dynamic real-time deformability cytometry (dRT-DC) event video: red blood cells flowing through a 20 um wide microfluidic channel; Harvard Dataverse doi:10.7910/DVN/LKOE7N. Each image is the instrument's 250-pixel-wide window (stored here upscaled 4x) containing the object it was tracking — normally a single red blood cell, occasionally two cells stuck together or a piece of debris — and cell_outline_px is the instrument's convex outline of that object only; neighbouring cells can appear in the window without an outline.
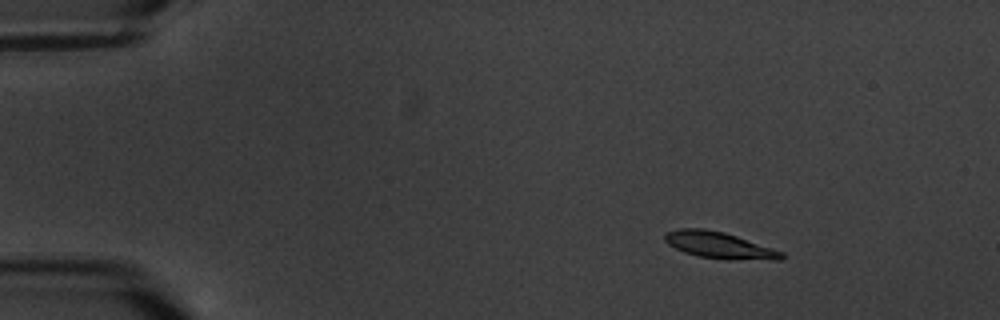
{"species": "common noctule bat (a hibernating species)", "species_latin": "Nyctalus noctula", "temperature_condition": "warm", "stored_images_in_passage": 4, "camera_frame_rate_fps": 3000, "um_per_image_px": 0.085, "animal": {"sex": "male", "body_mass_g": 20.1, "forearm_length_mm": 53.5}, "frame": {"image": 1, "passage_image": 2, "time_ms": 1.0, "image_size_px": [1000, 320], "cell_outline_px": [[784, 260], [728, 260], [696, 256], [684, 252], [668, 244], [664, 240], [664, 232], [680, 228], [704, 228], [724, 232], [784, 252]], "centroid_in_image_um": [61.14, 20.85], "position_along_channel_um": 23.9, "area_um2": 18.26}}